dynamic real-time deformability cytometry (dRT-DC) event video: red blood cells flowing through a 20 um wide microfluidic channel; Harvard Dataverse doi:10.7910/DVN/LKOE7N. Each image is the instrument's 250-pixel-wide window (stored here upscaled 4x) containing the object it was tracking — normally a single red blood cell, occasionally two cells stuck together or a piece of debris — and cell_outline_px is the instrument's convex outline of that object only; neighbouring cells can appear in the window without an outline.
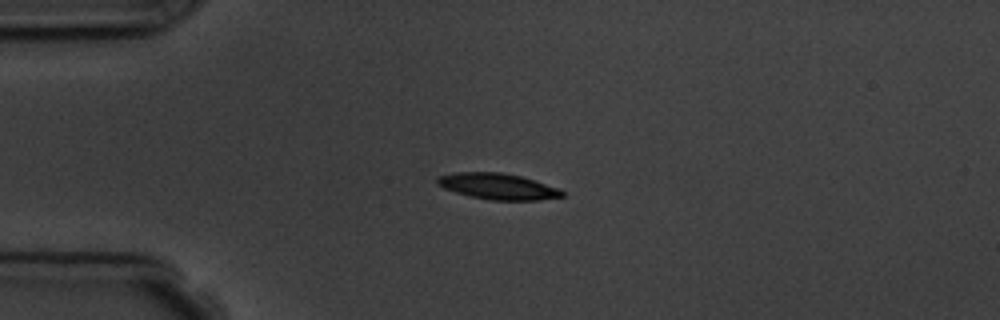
{"species": "common noctule bat (a hibernating species)", "species_latin": "Nyctalus noctula", "temperature_condition": "room temperature", "stored_images_in_passage": 4, "camera_frame_rate_fps": 3000, "um_per_image_px": 0.085, "animal": {"sex": "male", "body_mass_g": 19.5, "forearm_length_mm": 54.6}, "frame": {"image": 1, "passage_image": 3, "time_ms": 2.333, "image_size_px": [1000, 320], "cell_outline_px": [[564, 196], [540, 200], [488, 200], [456, 192], [444, 188], [436, 184], [436, 180], [440, 176], [456, 172], [500, 172], [520, 176], [560, 188], [564, 192]], "centroid_in_image_um": [42.34, 15.84], "position_along_channel_um": 42.7, "area_um2": 18.84}}